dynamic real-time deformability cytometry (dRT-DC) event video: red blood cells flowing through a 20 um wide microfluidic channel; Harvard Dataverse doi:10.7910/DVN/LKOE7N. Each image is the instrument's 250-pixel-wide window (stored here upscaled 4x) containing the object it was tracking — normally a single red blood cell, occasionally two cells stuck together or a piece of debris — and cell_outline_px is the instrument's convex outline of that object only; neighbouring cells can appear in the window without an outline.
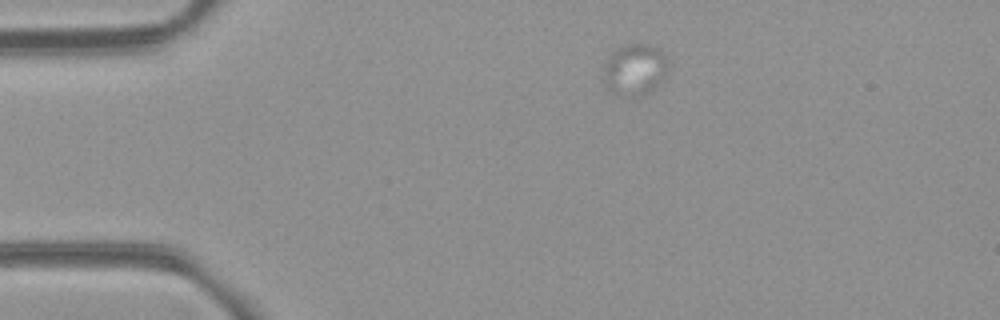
{"species": "common noctule bat (a hibernating species)", "species_latin": "Nyctalus noctula", "temperature_condition": "room temperature", "stored_images_in_passage": 7, "camera_frame_rate_fps": 3000, "um_per_image_px": 0.085, "animal": {"sex": "female", "body_mass_g": 21.9}, "frame": {"image": 1, "passage_image": 1, "time_ms": 0.0, "image_size_px": [1000, 320], "cell_outline_px": [[672, 64], [664, 76], [648, 92], [640, 96], [612, 92], [608, 88], [604, 80], [604, 64], [608, 56], [620, 44], [656, 44], [668, 56]], "centroid_in_image_um": [54.01, 5.82], "position_along_channel_um": 31.0, "area_um2": 19.65}}
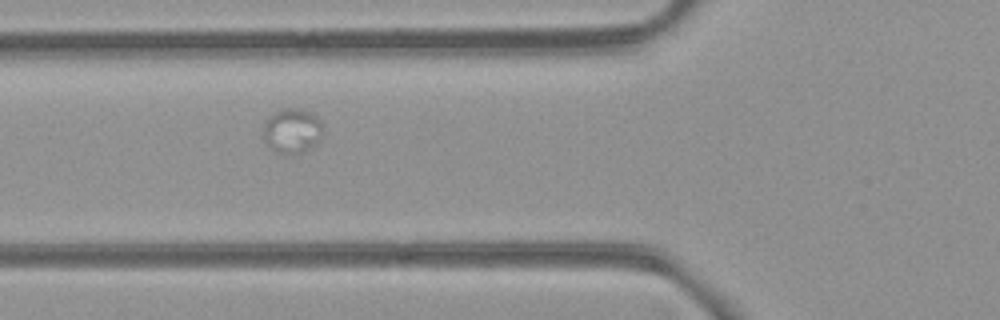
{"frame": {"image": 2, "passage_image": 4, "time_ms": 3.333, "image_size_px": [1000, 320], "cell_outline_px": [[320, 140], [312, 148], [300, 152], [284, 156], [272, 148], [264, 140], [264, 120], [272, 112], [280, 108], [300, 108], [312, 112], [320, 120]], "centroid_in_image_um": [24.8, 11.09], "position_along_channel_um": 101.0, "area_um2": 15.72}}
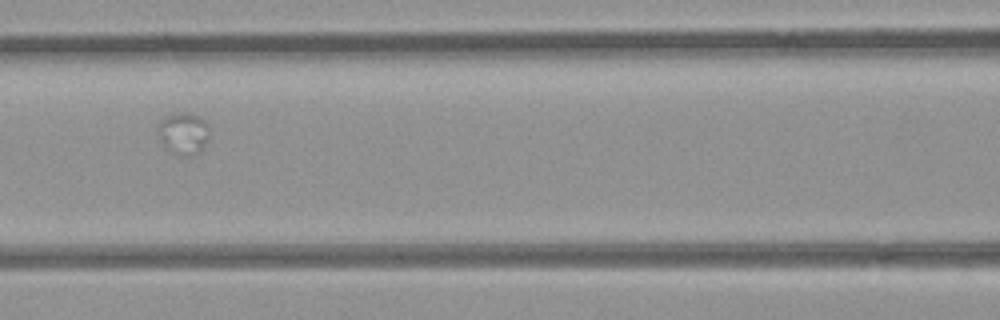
{"frame": {"image": 3, "passage_image": 5, "time_ms": 4.667, "image_size_px": [1000, 320], "cell_outline_px": [[208, 136], [200, 152], [192, 156], [184, 156], [164, 140], [160, 136], [156, 128], [160, 120], [164, 116], [176, 112], [192, 112], [200, 116], [208, 124]], "centroid_in_image_um": [15.64, 11.23], "position_along_channel_um": 151.0, "area_um2": 12.08}}